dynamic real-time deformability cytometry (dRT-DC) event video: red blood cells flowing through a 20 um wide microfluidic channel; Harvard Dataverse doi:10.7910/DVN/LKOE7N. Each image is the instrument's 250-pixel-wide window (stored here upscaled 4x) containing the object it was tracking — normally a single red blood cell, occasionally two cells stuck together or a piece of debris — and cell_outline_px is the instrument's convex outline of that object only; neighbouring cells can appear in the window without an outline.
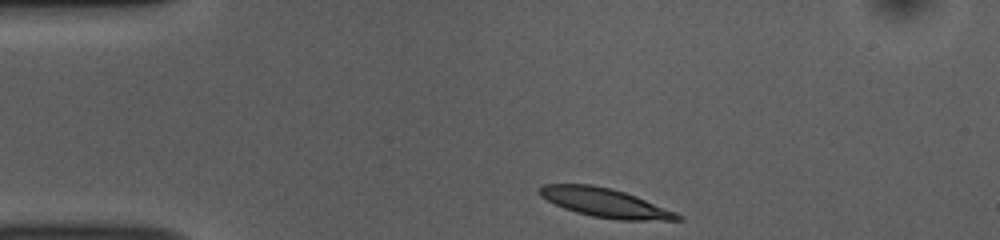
{"species": "common noctule bat (a hibernating species)", "species_latin": "Nyctalus noctula", "temperature_condition": "room temperature", "stored_images_in_passage": 36, "camera_frame_rate_fps": 3000, "um_per_image_px": 0.085, "animal": {"sex": "female", "body_mass_g": 10.0, "forearm_length_mm": 53.1}, "frame": {"image": 1, "passage_image": 1, "time_ms": 0.0, "image_size_px": [1000, 240], "cell_outline_px": [[684, 220], [616, 220], [592, 216], [576, 212], [564, 208], [540, 196], [536, 192], [536, 188], [544, 184], [592, 184], [612, 188], [636, 196], [676, 212], [684, 216]], "centroid_in_image_um": [51.42, 17.23], "position_along_channel_um": 33.6, "area_um2": 23.41}}
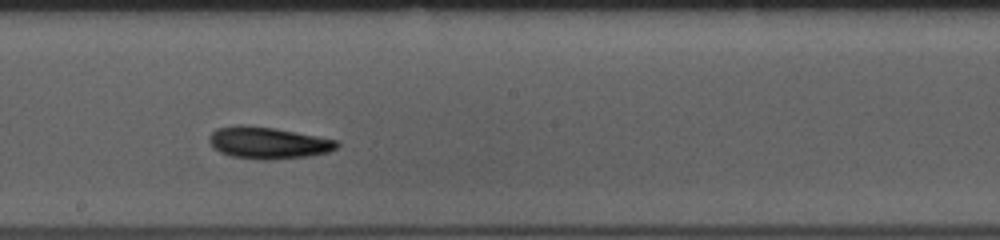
{"frame": {"image": 2, "passage_image": 20, "time_ms": 6.333, "image_size_px": [1000, 240], "cell_outline_px": [[340, 144], [336, 148], [328, 152], [312, 156], [268, 160], [260, 160], [232, 156], [220, 152], [208, 140], [208, 136], [216, 128], [240, 124], [244, 124], [276, 128], [340, 140]], "centroid_in_image_um": [22.83, 12.13], "position_along_channel_um": 225.4, "area_um2": 23.99}}
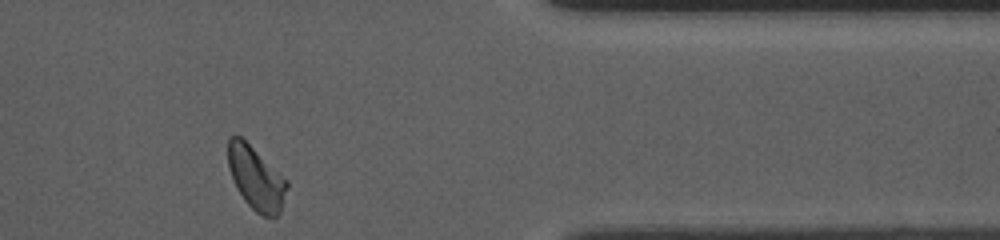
{"frame": {"image": 3, "passage_image": 35, "time_ms": 11.333, "image_size_px": [1000, 240], "cell_outline_px": [[288, 188], [280, 212], [272, 220], [256, 212], [244, 200], [236, 188], [228, 168], [228, 136], [240, 136], [288, 180]], "centroid_in_image_um": [21.77, 15.17], "position_along_channel_um": 389.6, "area_um2": 21.79}, "authors_computed_cell_mechanics": {"area_um2": 22.542, "velocity_mm_per_s": 3.7008, "shape_relaxation_time_tau1_ms": 3.6664, "shape_relaxation_time_tau2_ms": null, "deformation_change_tau1": 0.1478, "deformation_change_tau2": null}}